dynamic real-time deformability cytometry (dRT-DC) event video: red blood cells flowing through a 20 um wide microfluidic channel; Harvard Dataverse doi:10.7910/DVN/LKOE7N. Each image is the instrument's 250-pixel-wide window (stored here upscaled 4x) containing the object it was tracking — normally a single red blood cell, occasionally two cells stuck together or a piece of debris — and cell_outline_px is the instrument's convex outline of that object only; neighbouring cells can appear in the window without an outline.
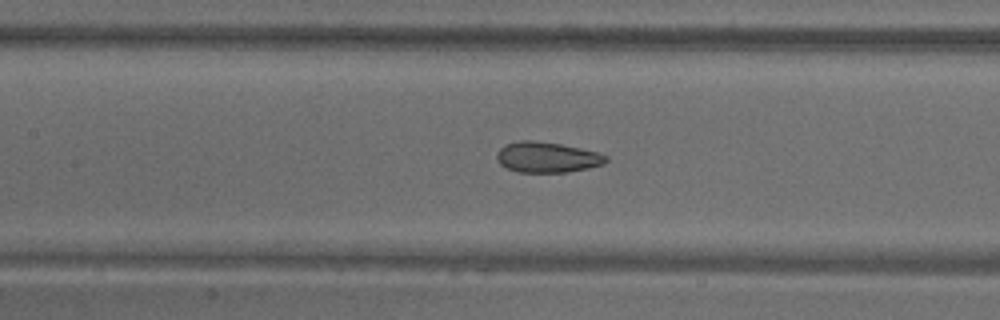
{"species": "common noctule bat (a hibernating species)", "species_latin": "Nyctalus noctula", "temperature_condition": "warm", "stored_images_in_passage": 28, "camera_frame_rate_fps": 3000, "um_per_image_px": 0.085, "animal": {"sex": "male", "body_mass_g": 18.8}, "frame": {"image": 1, "passage_image": 24, "time_ms": 7.667, "image_size_px": [1000, 320], "cell_outline_px": [[608, 160], [604, 164], [588, 168], [568, 172], [516, 172], [500, 164], [496, 160], [496, 152], [504, 144], [520, 140], [532, 140], [560, 144], [580, 148], [596, 152], [608, 156]], "centroid_in_image_um": [46.47, 13.36], "position_along_channel_um": 160.9, "area_um2": 19.54}}
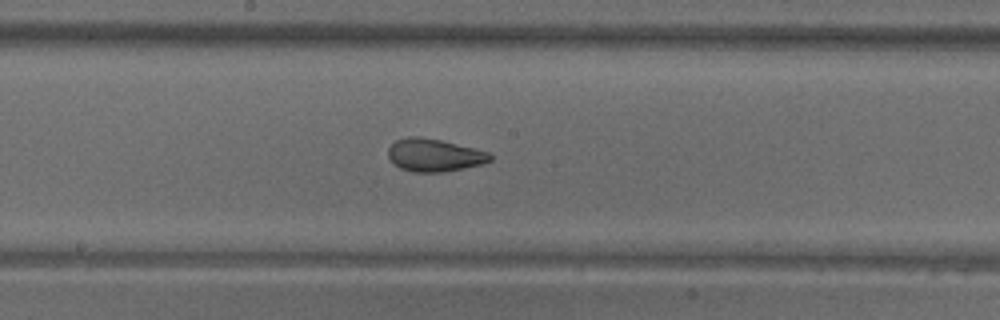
{"frame": {"image": 2, "passage_image": 28, "time_ms": 9.0, "image_size_px": [1000, 320], "cell_outline_px": [[492, 160], [484, 164], [444, 172], [412, 172], [400, 168], [388, 156], [388, 148], [396, 140], [408, 136], [416, 136], [440, 140], [488, 152], [492, 156]], "centroid_in_image_um": [36.92, 13.19], "position_along_channel_um": 211.3, "area_um2": 19.31}}